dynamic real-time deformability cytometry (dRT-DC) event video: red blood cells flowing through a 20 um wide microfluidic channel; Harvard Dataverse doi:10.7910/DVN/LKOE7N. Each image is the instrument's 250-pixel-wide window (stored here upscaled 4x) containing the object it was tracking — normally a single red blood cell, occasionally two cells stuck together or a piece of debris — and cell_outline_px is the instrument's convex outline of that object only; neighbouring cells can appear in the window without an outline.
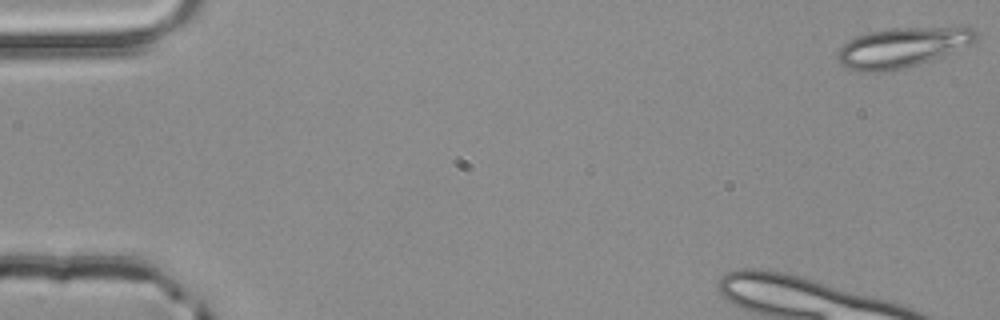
{"species": "common noctule bat (a hibernating species)", "species_latin": "Nyctalus noctula", "temperature_condition": "room temperature", "stored_images_in_passage": 12, "camera_frame_rate_fps": 3000, "um_per_image_px": 0.085, "animal": {"sex": "male", "body_mass_g": 20.4}, "frame": {"image": 1, "passage_image": 1, "time_ms": 0.0, "image_size_px": [1000, 320], "cell_outline_px": [[976, 40], [968, 44], [940, 56], [920, 64], [888, 72], [860, 72], [848, 68], [840, 64], [836, 60], [836, 52], [848, 40], [856, 36], [868, 32], [892, 28], [972, 28], [976, 32]], "centroid_in_image_um": [76.56, 4.06], "position_along_channel_um": 8.4, "area_um2": 31.79}}